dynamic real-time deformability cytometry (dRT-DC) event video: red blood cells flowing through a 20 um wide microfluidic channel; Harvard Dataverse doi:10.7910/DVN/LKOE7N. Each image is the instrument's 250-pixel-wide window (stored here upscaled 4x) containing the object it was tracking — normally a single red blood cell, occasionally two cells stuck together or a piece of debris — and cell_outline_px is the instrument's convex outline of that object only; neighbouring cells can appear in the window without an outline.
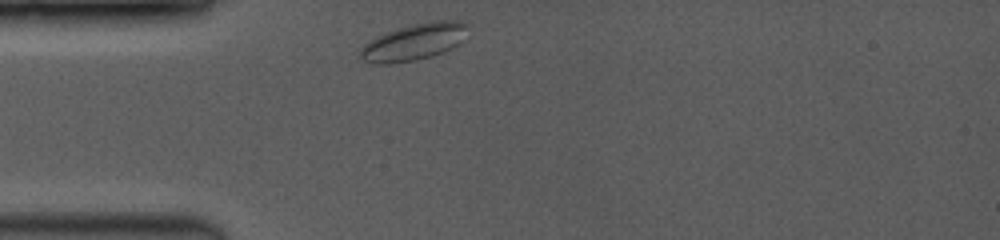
{"species": "common noctule bat (a hibernating species)", "species_latin": "Nyctalus noctula", "temperature_condition": "room temperature", "stored_images_in_passage": 23, "camera_frame_rate_fps": 3500, "um_per_image_px": 0.085, "animal": {"sex": "female", "body_mass_g": 19.0, "forearm_length_mm": 53.3}, "frame": {"image": 1, "passage_image": 1, "time_ms": 0.0, "image_size_px": [1000, 240], "cell_outline_px": [[468, 24], [456, 44], [432, 56], [416, 60], [388, 64], [380, 64], [364, 60], [356, 56], [360, 48], [368, 40], [376, 36], [396, 28], [412, 24], [432, 20], [460, 20]], "centroid_in_image_um": [35.06, 3.56], "position_along_channel_um": 49.9, "area_um2": 22.72}}
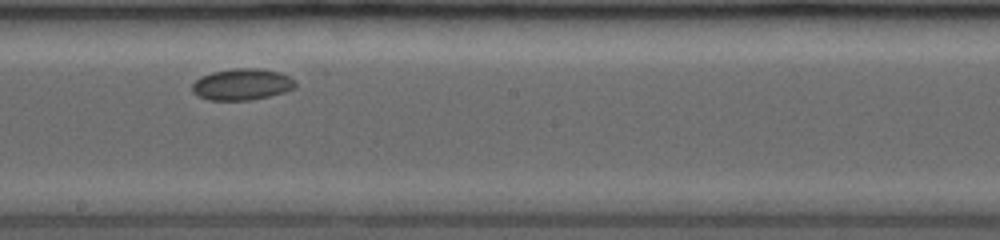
{"frame": {"image": 2, "passage_image": 14, "time_ms": 5.143, "image_size_px": [1000, 240], "cell_outline_px": [[296, 88], [284, 92], [252, 100], [208, 100], [192, 92], [192, 84], [200, 76], [212, 72], [232, 68], [260, 68], [280, 72], [296, 80]], "centroid_in_image_um": [20.58, 7.16], "position_along_channel_um": 227.6, "area_um2": 19.07}}
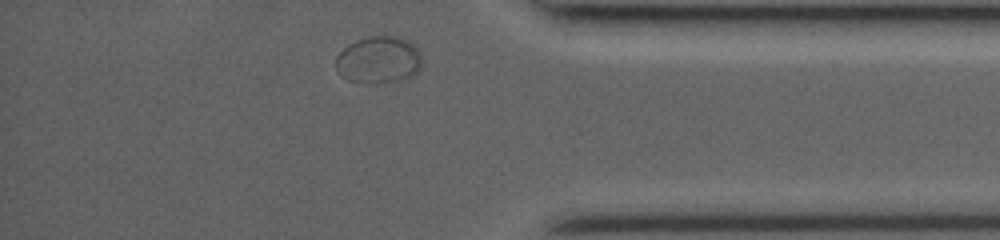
{"frame": {"image": 3, "passage_image": 23, "time_ms": 10.0, "image_size_px": [1000, 240], "cell_outline_px": [[420, 68], [416, 72], [400, 80], [376, 84], [348, 80], [340, 76], [336, 72], [336, 56], [348, 44], [356, 40], [368, 36], [392, 36], [408, 40], [420, 52]], "centroid_in_image_um": [32.13, 5.09], "position_along_channel_um": 403.1, "area_um2": 23.58}}